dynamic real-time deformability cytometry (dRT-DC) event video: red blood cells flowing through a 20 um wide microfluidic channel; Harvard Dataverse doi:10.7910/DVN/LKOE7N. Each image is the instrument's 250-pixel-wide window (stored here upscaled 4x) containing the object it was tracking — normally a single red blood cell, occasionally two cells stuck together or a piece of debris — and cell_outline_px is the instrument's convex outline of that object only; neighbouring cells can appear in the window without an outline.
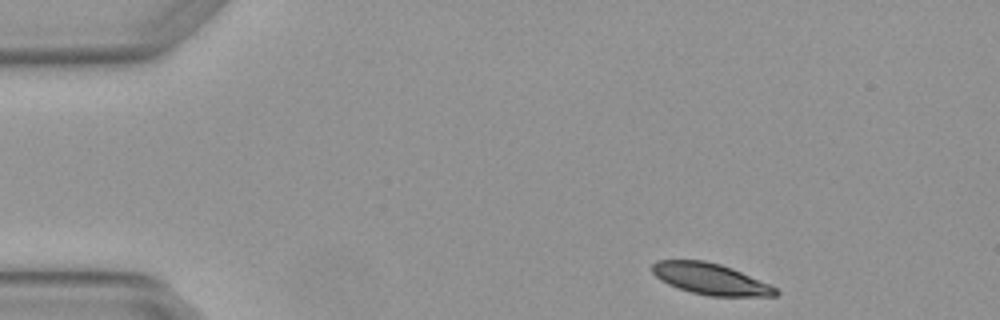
{"species": "Egyptian fruit bat (a non-hibernating species)", "species_latin": "Rousettus aegyptiacus", "temperature_condition": "warm", "stored_images_in_passage": 3, "camera_frame_rate_fps": 3000, "um_per_image_px": 0.085, "animal": {"sex": "female"}, "frame": {"image": 1, "passage_image": 1, "time_ms": 0.0, "image_size_px": [1000, 320], "cell_outline_px": [[780, 292], [776, 296], [708, 296], [692, 292], [668, 284], [660, 280], [652, 272], [652, 264], [656, 260], [704, 260], [720, 264], [732, 268], [768, 284], [776, 288]], "centroid_in_image_um": [60.37, 23.71], "position_along_channel_um": 24.6, "area_um2": 22.31}}
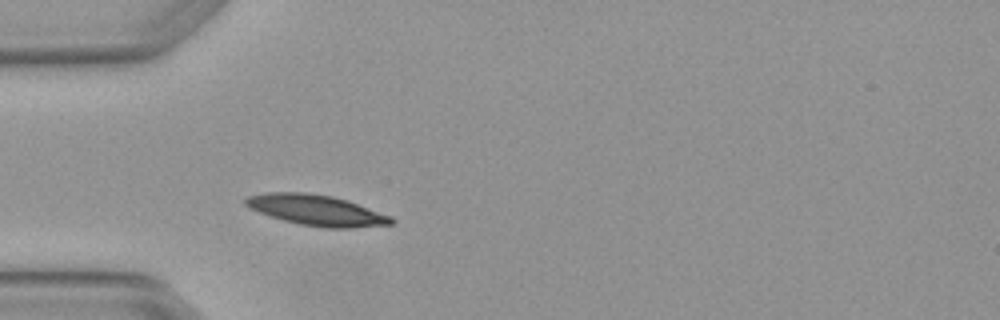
{"frame": {"image": 2, "passage_image": 3, "time_ms": 0.667, "image_size_px": [1000, 320], "cell_outline_px": [[396, 220], [392, 224], [352, 228], [324, 228], [300, 224], [284, 220], [260, 212], [244, 204], [244, 200], [248, 196], [268, 192], [304, 192], [332, 196], [348, 200], [392, 216]], "centroid_in_image_um": [26.96, 17.87], "position_along_channel_um": 58.0, "area_um2": 25.95}}